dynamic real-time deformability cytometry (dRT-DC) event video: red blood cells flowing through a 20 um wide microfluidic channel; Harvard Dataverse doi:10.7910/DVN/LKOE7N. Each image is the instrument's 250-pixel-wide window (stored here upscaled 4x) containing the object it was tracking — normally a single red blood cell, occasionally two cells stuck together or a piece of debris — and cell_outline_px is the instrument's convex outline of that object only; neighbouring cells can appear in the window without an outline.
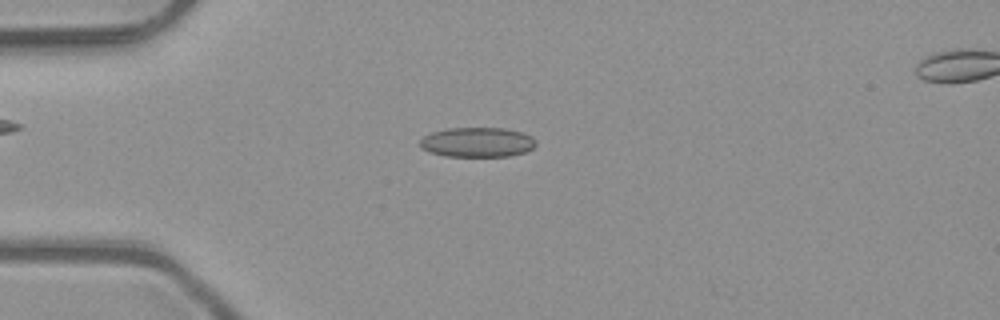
{"species": "common noctule bat (a hibernating species)", "species_latin": "Nyctalus noctula", "temperature_condition": "room temperature", "stored_images_in_passage": 4, "camera_frame_rate_fps": 3000, "um_per_image_px": 0.085, "animal": {"sex": "male", "body_mass_g": 23.1, "forearm_length_mm": 52.7}, "frame": {"image": 1, "passage_image": 3, "time_ms": 0.667, "image_size_px": [1000, 320], "cell_outline_px": [[536, 144], [532, 148], [524, 152], [508, 156], [444, 156], [428, 152], [420, 148], [420, 140], [424, 136], [432, 132], [448, 128], [504, 128], [524, 132], [532, 136], [536, 140]], "centroid_in_image_um": [40.56, 12.08], "position_along_channel_um": 44.4, "area_um2": 20.23}}